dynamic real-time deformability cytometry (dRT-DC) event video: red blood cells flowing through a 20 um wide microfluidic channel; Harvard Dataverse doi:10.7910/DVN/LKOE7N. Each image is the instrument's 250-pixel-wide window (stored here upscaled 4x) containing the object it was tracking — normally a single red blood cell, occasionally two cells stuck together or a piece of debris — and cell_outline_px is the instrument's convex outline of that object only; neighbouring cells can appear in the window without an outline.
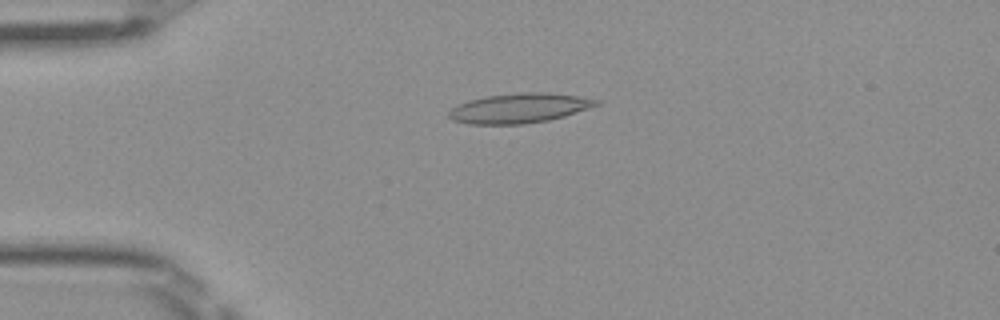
{"species": "Egyptian fruit bat (a non-hibernating species)", "species_latin": "Rousettus aegyptiacus", "temperature_condition": "room temperature", "stored_images_in_passage": 50, "camera_frame_rate_fps": 3000, "um_per_image_px": 0.085, "frame": {"image": 1, "passage_image": 12, "time_ms": 3.667, "image_size_px": [1000, 320], "cell_outline_px": [[600, 104], [564, 116], [548, 120], [524, 124], [468, 124], [452, 120], [448, 116], [448, 112], [456, 104], [468, 100], [484, 96], [520, 92], [544, 92], [576, 96], [600, 100]], "centroid_in_image_um": [44.08, 9.19], "position_along_channel_um": 40.9, "area_um2": 25.55}}
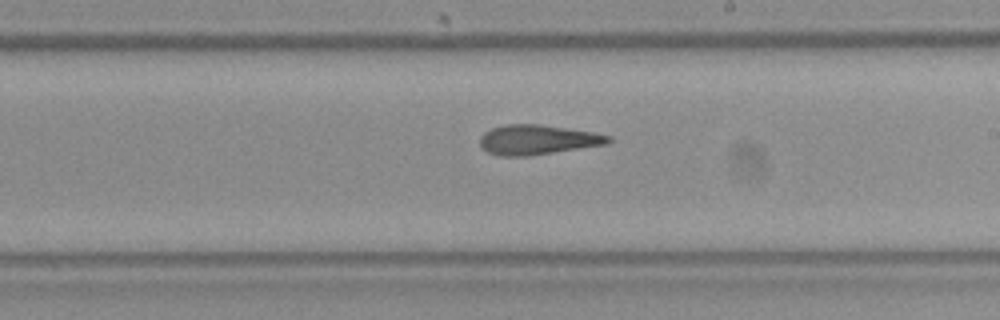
{"frame": {"image": 2, "passage_image": 29, "time_ms": 9.333, "image_size_px": [1000, 320], "cell_outline_px": [[612, 140], [608, 144], [528, 156], [500, 156], [488, 152], [480, 144], [480, 136], [484, 132], [492, 128], [504, 124], [540, 124], [592, 132], [612, 136]], "centroid_in_image_um": [45.69, 11.87], "position_along_channel_um": 243.3, "area_um2": 22.25}}
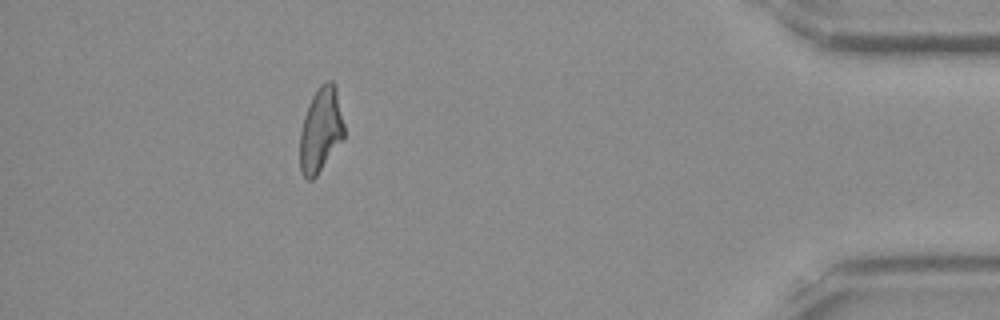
{"frame": {"image": 3, "passage_image": 45, "time_ms": 14.667, "image_size_px": [1000, 320], "cell_outline_px": [[344, 140], [316, 176], [312, 180], [308, 180], [300, 172], [300, 132], [304, 116], [308, 104], [316, 88], [320, 84], [328, 80], [332, 80], [336, 84], [344, 124]], "centroid_in_image_um": [27.28, 11.02], "position_along_channel_um": 407.9, "area_um2": 22.25}, "authors_computed_cell_mechanics": {"area_um2": 22.4842, "velocity_mm_per_s": 4.0517, "shape_relaxation_time_tau1_ms": null, "shape_relaxation_time_tau2_ms": 1.8508, "deformation_change_tau1": null, "deformation_change_tau2": 0.12}}